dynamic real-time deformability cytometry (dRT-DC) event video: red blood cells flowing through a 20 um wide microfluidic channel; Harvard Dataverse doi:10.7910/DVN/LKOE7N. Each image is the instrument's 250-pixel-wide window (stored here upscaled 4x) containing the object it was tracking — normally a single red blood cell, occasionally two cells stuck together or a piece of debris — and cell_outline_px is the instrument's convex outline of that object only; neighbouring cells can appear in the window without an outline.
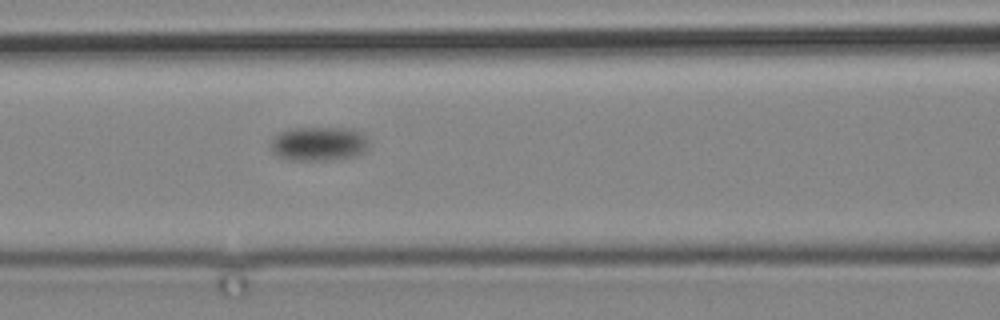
{"species": "common noctule bat (a hibernating species)", "species_latin": "Nyctalus noctula", "temperature_condition": "cold", "stored_images_in_passage": 6, "camera_frame_rate_fps": 3000, "um_per_image_px": 0.085, "animal": {"sex": "male", "body_mass_g": 19.2, "forearm_length_mm": 51.8}, "frame": {"image": 1, "passage_image": 6, "time_ms": 6.0, "image_size_px": [1000, 320], "cell_outline_px": [[368, 148], [364, 152], [356, 156], [332, 160], [288, 160], [272, 152], [268, 144], [280, 132], [292, 128], [352, 128], [360, 132], [368, 140]], "centroid_in_image_um": [27.1, 12.22], "position_along_channel_um": 139.5, "area_um2": 19.71}}